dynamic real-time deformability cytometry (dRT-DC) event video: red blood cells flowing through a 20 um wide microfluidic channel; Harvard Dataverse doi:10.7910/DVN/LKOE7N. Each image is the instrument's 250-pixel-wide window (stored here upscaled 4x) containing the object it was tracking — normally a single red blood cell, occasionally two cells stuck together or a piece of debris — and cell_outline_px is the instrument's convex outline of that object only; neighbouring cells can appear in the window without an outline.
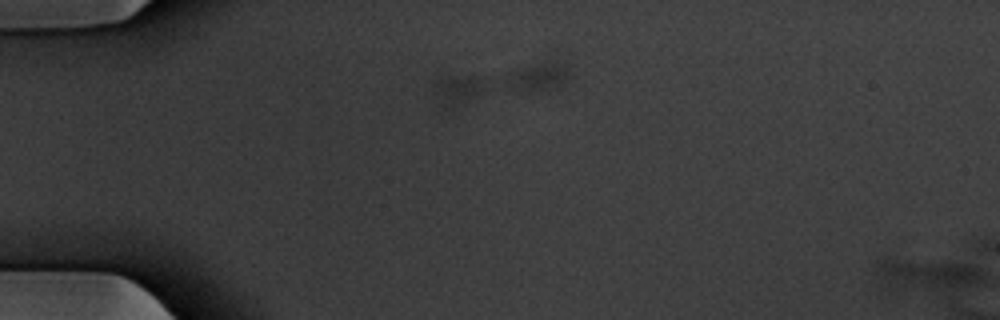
{"species": "common noctule bat (a hibernating species)", "species_latin": "Nyctalus noctula", "temperature_condition": "warm", "stored_images_in_passage": 4, "segment_of_instrument_passage": [1, 2], "camera_frame_rate_fps": 3000, "um_per_image_px": 0.085, "animal": {"sex": "male", "body_mass_g": 20.1, "forearm_length_mm": 53.5}, "frame": {"image": 1, "passage_image": 1, "time_ms": 0.0, "image_size_px": [1000, 320], "cell_outline_px": [[480, 88], [464, 104], [452, 112], [444, 112], [420, 100], [420, 96], [432, 80], [436, 76], [480, 76]], "centroid_in_image_um": [38.28, 7.8], "position_along_channel_um": 46.7, "area_um2": 11.27}}